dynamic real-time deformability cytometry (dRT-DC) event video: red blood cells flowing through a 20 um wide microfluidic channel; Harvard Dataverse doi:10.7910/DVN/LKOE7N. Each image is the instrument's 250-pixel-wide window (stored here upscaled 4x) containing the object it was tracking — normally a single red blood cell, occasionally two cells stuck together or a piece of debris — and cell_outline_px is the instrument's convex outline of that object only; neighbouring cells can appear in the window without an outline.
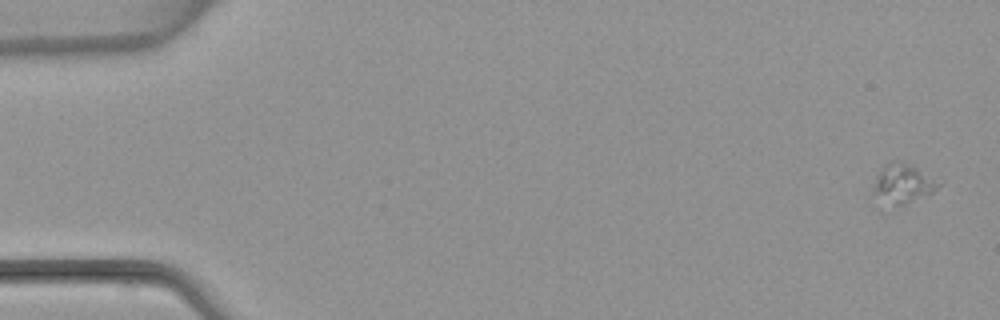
{"species": "common noctule bat (a hibernating species)", "species_latin": "Nyctalus noctula", "temperature_condition": "warm", "stored_images_in_passage": 6, "camera_frame_rate_fps": 3000, "um_per_image_px": 0.085, "animal": {"sex": "female", "body_mass_g": 22.7, "forearm_length_mm": 54.2}, "frame": {"image": 1, "passage_image": 1, "time_ms": 0.0, "image_size_px": [1000, 320], "cell_outline_px": [[940, 184], [932, 192], [900, 204], [896, 204], [872, 192], [872, 184], [880, 168], [888, 160], [896, 160], [908, 164], [916, 168]], "centroid_in_image_um": [76.66, 15.52], "position_along_channel_um": 8.3, "area_um2": 13.81}}
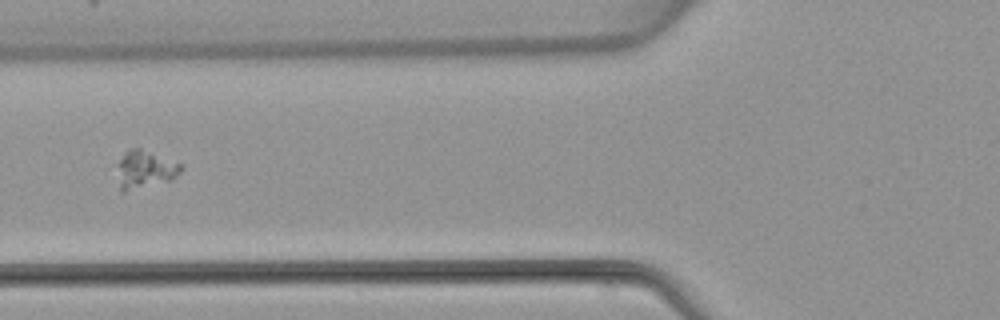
{"frame": {"image": 2, "passage_image": 5, "time_ms": 6.0, "image_size_px": [1000, 320], "cell_outline_px": [[184, 168], [172, 180], [124, 192], [120, 192], [116, 164], [124, 152], [132, 148], [140, 148], [184, 164]], "centroid_in_image_um": [12.32, 14.4], "position_along_channel_um": 113.5, "area_um2": 14.33}}
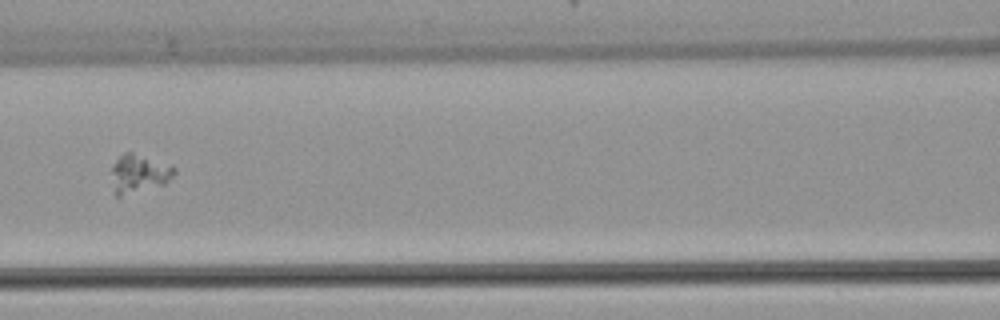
{"frame": {"image": 3, "passage_image": 6, "time_ms": 7.0, "image_size_px": [1000, 320], "cell_outline_px": [[176, 172], [164, 184], [120, 196], [116, 196], [112, 192], [112, 168], [116, 160], [124, 152], [132, 152], [176, 168]], "centroid_in_image_um": [11.76, 14.77], "position_along_channel_um": 154.8, "area_um2": 13.7}}